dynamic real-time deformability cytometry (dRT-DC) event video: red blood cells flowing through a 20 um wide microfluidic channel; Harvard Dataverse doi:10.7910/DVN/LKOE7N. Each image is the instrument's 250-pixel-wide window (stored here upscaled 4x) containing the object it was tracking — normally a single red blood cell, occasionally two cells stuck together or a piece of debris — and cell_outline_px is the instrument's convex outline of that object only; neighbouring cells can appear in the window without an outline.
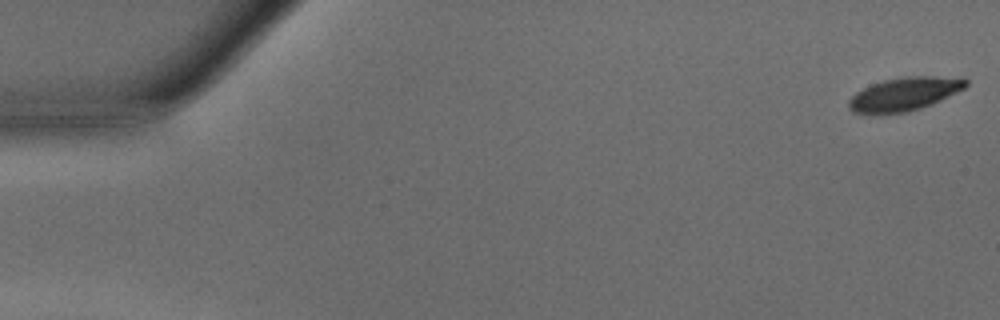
{"species": "common noctule bat (a hibernating species)", "species_latin": "Nyctalus noctula", "temperature_condition": "warm", "stored_images_in_passage": 48, "camera_frame_rate_fps": 3000, "um_per_image_px": 0.085, "animal": {"sex": "male", "body_mass_g": 15.6}, "frame": {"image": 1, "passage_image": 1, "time_ms": 0.0, "image_size_px": [1000, 320], "cell_outline_px": [[968, 84], [964, 88], [932, 104], [920, 108], [904, 112], [852, 112], [848, 108], [848, 100], [856, 92], [872, 84], [884, 80], [904, 76], [964, 76], [968, 80]], "centroid_in_image_um": [76.94, 7.95], "position_along_channel_um": 8.1, "area_um2": 22.54}}
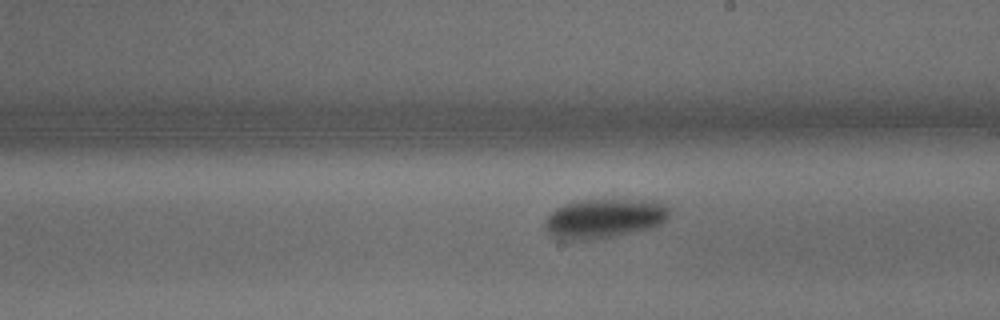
{"frame": {"image": 2, "passage_image": 28, "time_ms": 9.0, "image_size_px": [1000, 320], "cell_outline_px": [[668, 216], [660, 224], [652, 228], [592, 240], [560, 240], [552, 236], [544, 228], [544, 220], [556, 208], [564, 204], [588, 200], [656, 200], [664, 204], [668, 208]], "centroid_in_image_um": [51.32, 18.58], "position_along_channel_um": 237.7, "area_um2": 28.5}}
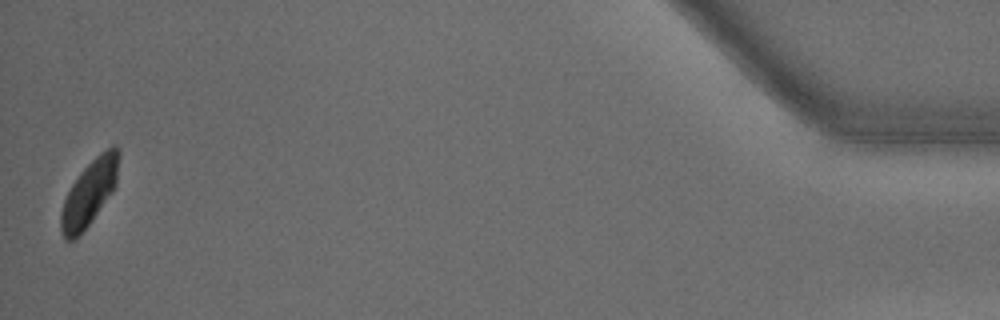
{"frame": {"image": 3, "passage_image": 48, "time_ms": 15.667, "image_size_px": [1000, 320], "cell_outline_px": [[120, 156], [116, 184], [112, 192], [88, 224], [68, 244], [64, 240], [60, 232], [60, 212], [64, 200], [72, 184], [80, 172], [100, 152], [112, 144], [116, 144], [120, 148]], "centroid_in_image_um": [7.6, 16.35], "position_along_channel_um": 427.6, "area_um2": 22.08}, "authors_computed_cell_mechanics": {"area_um2": 24.7962, "velocity_mm_per_s": 4.1791, "shape_relaxation_time_tau1_ms": 1.3302, "shape_relaxation_time_tau2_ms": null, "deformation_change_tau1": 0.1193, "deformation_change_tau2": null}}